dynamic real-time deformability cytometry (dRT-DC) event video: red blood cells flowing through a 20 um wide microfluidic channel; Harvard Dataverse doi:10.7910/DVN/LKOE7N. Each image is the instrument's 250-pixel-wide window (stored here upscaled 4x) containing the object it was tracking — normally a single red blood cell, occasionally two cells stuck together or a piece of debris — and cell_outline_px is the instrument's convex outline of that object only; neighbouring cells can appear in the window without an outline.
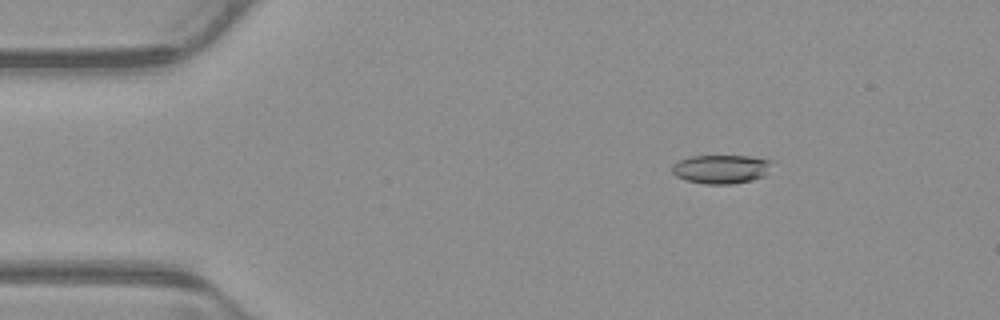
{"species": "common noctule bat (a hibernating species)", "species_latin": "Nyctalus noctula", "temperature_condition": "warm", "stored_images_in_passage": 52, "camera_frame_rate_fps": 3000, "um_per_image_px": 0.085, "animal": {"sex": "male", "body_mass_g": 23.1, "forearm_length_mm": 52.7}, "frame": {"image": 1, "passage_image": 7, "time_ms": 2.0, "image_size_px": [1000, 320], "cell_outline_px": [[772, 160], [764, 176], [752, 180], [732, 184], [704, 184], [684, 180], [676, 176], [672, 172], [672, 164], [680, 160], [692, 156], [748, 156]], "centroid_in_image_um": [61.25, 14.38], "position_along_channel_um": 23.7, "area_um2": 16.7}}
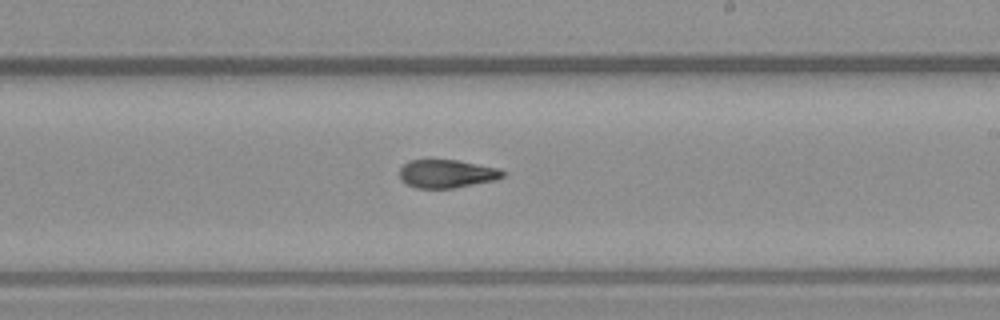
{"frame": {"image": 2, "passage_image": 30, "time_ms": 9.667, "image_size_px": [1000, 320], "cell_outline_px": [[504, 176], [496, 180], [452, 188], [416, 188], [400, 180], [400, 168], [408, 160], [456, 160], [500, 168], [504, 172]], "centroid_in_image_um": [37.97, 14.76], "position_along_channel_um": 251.0, "area_um2": 16.94}}
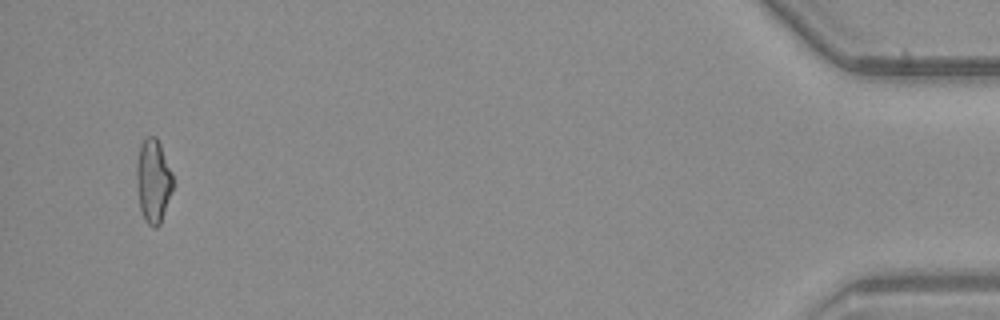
{"frame": {"image": 3, "passage_image": 50, "time_ms": 16.333, "image_size_px": [1000, 320], "cell_outline_px": [[172, 188], [160, 224], [156, 228], [152, 228], [144, 220], [140, 208], [136, 184], [136, 164], [140, 144], [148, 136], [156, 136], [160, 144], [172, 172]], "centroid_in_image_um": [13.0, 15.38], "position_along_channel_um": 422.2, "area_um2": 17.63}, "authors_computed_cell_mechanics": {"area_um2": 17.4556, "velocity_mm_per_s": 3.8983, "shape_relaxation_time_tau1_ms": 5.0435, "shape_relaxation_time_tau2_ms": 2.5672, "deformation_change_tau1": 0.1472, "deformation_change_tau2": 0.0959}}